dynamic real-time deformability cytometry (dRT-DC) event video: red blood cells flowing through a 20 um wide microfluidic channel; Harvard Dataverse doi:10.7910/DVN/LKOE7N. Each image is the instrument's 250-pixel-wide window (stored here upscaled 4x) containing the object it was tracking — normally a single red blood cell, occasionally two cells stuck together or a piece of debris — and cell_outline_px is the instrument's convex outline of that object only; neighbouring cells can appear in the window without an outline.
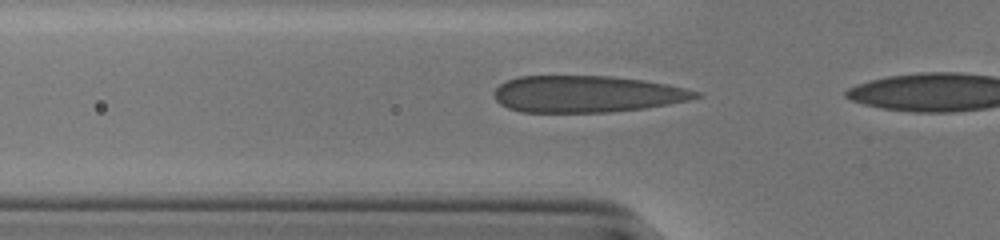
{"species": "human", "species_latin": "Homo sapiens", "temperature_condition": "cold", "stored_images_in_passage": 4, "camera_frame_rate_fps": 3000, "um_per_image_px": 0.085, "donor": {"sex": "male"}, "frame": {"image": 1, "passage_image": 3, "time_ms": 0.667, "image_size_px": [1000, 240], "cell_outline_px": [[700, 96], [688, 100], [668, 104], [644, 108], [608, 112], [520, 112], [508, 108], [500, 104], [492, 96], [492, 92], [500, 84], [508, 80], [520, 76], [612, 76], [644, 80], [668, 84], [700, 92]], "centroid_in_image_um": [49.84, 7.99], "position_along_channel_um": 76.0, "area_um2": 43.18}}